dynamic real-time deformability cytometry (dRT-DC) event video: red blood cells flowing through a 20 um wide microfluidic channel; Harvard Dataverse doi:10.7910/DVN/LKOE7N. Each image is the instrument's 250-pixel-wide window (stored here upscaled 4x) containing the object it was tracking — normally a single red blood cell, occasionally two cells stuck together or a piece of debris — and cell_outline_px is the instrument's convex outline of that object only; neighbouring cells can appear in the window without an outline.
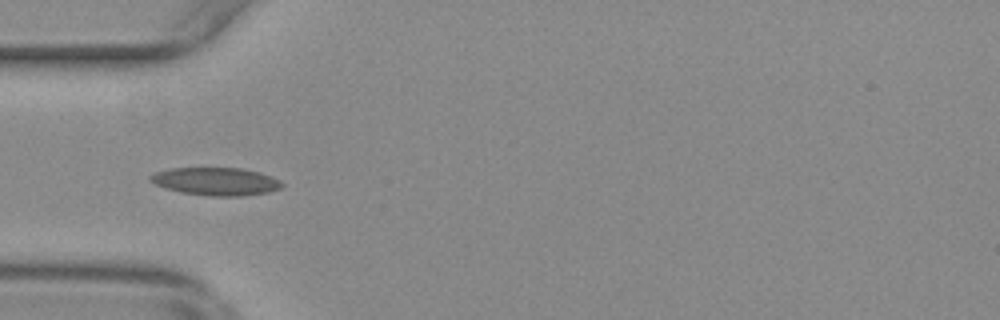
{"species": "common noctule bat (a hibernating species)", "species_latin": "Nyctalus noctula", "temperature_condition": "warm", "stored_images_in_passage": 34, "camera_frame_rate_fps": 3000, "um_per_image_px": 0.085, "animal": {"sex": "female", "body_mass_g": 29.2, "forearm_length_mm": 56.3}, "frame": {"image": 1, "passage_image": 4, "time_ms": 1.0, "image_size_px": [1000, 320], "cell_outline_px": [[284, 184], [280, 188], [268, 192], [240, 196], [208, 196], [180, 192], [156, 184], [148, 180], [148, 176], [156, 172], [172, 168], [240, 168], [260, 172], [272, 176], [280, 180]], "centroid_in_image_um": [18.37, 15.42], "position_along_channel_um": 66.6, "area_um2": 21.33}}
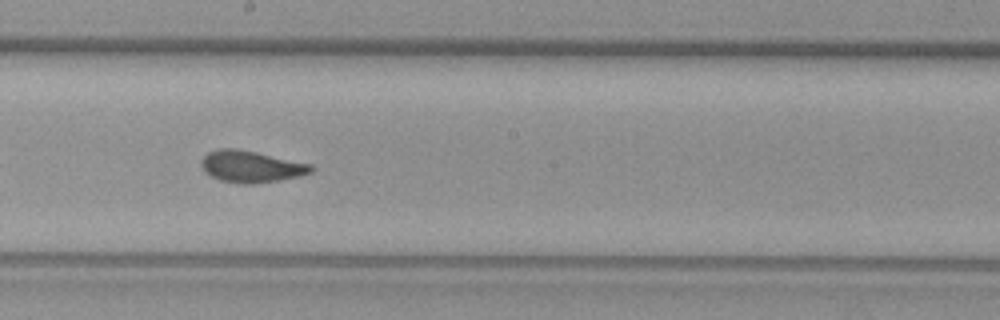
{"frame": {"image": 2, "passage_image": 17, "time_ms": 5.333, "image_size_px": [1000, 320], "cell_outline_px": [[316, 168], [312, 172], [300, 176], [280, 180], [252, 184], [240, 184], [220, 180], [204, 172], [200, 164], [200, 160], [208, 152], [220, 148], [236, 148], [256, 152], [312, 164]], "centroid_in_image_um": [21.34, 14.16], "position_along_channel_um": 226.9, "area_um2": 20.46}}
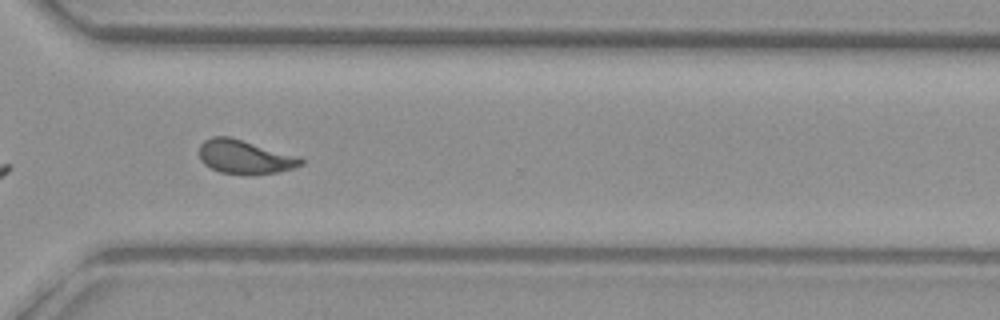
{"frame": {"image": 3, "passage_image": 27, "time_ms": 8.667, "image_size_px": [1000, 320], "cell_outline_px": [[304, 164], [292, 168], [276, 172], [248, 176], [244, 176], [220, 172], [204, 164], [200, 160], [200, 144], [204, 140], [212, 136], [228, 136], [300, 156], [304, 160]], "centroid_in_image_um": [20.81, 13.35], "position_along_channel_um": 349.8, "area_um2": 20.29}, "authors_computed_cell_mechanics": {"area_um2": 20.0277, "velocity_mm_per_s": 3.6947, "shape_relaxation_time_tau1_ms": null, "shape_relaxation_time_tau2_ms": 1.4299, "deformation_change_tau1": null, "deformation_change_tau2": 0.0778}}